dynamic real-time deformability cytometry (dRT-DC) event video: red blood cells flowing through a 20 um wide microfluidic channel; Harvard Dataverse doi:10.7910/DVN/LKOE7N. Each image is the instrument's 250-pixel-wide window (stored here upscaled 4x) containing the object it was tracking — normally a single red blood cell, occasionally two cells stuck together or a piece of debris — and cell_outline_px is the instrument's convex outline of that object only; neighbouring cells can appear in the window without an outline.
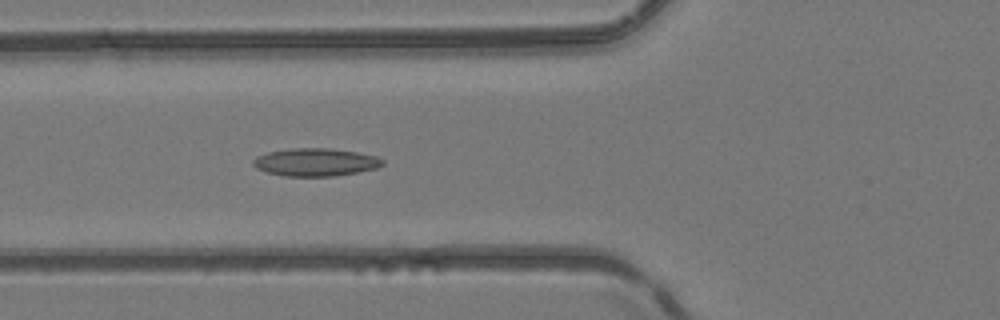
{"species": "common noctule bat (a hibernating species)", "species_latin": "Nyctalus noctula", "temperature_condition": "room temperature", "stored_images_in_passage": 50, "camera_frame_rate_fps": 3000, "um_per_image_px": 0.085, "animal": {"sex": "female", "body_mass_g": 24.6, "forearm_length_mm": 56.2}, "frame": {"image": 1, "passage_image": 19, "time_ms": 6.0, "image_size_px": [1000, 320], "cell_outline_px": [[384, 164], [376, 168], [356, 172], [332, 176], [284, 176], [268, 172], [256, 168], [252, 164], [252, 160], [256, 156], [268, 152], [288, 148], [328, 148], [356, 152], [376, 156], [384, 160]], "centroid_in_image_um": [26.79, 13.78], "position_along_channel_um": 99.0, "area_um2": 20.92}}
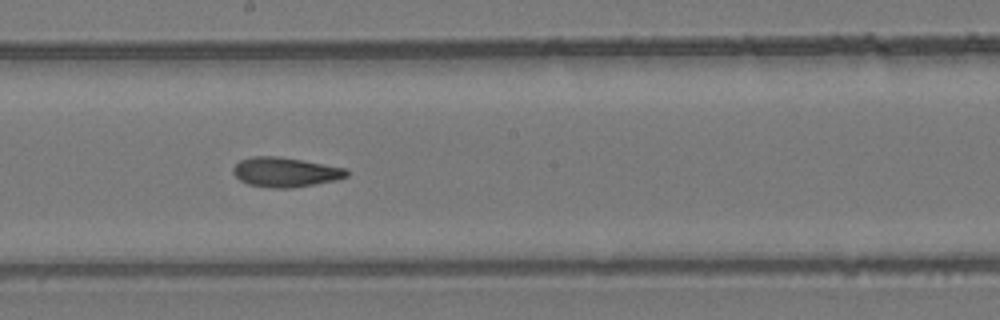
{"frame": {"image": 2, "passage_image": 28, "time_ms": 9.0, "image_size_px": [1000, 320], "cell_outline_px": [[348, 176], [336, 180], [292, 188], [272, 188], [248, 184], [240, 180], [232, 172], [232, 168], [240, 160], [252, 156], [276, 156], [348, 168]], "centroid_in_image_um": [24.25, 14.63], "position_along_channel_um": 224.0, "area_um2": 19.54}}
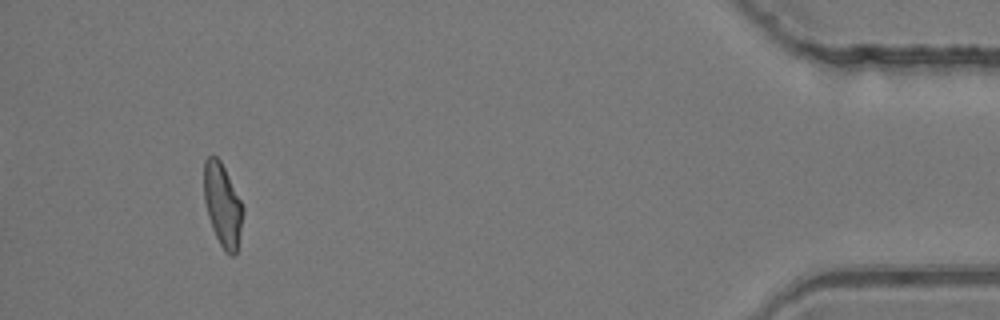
{"frame": {"image": 3, "passage_image": 47, "time_ms": 15.333, "image_size_px": [1000, 320], "cell_outline_px": [[244, 212], [236, 252], [232, 256], [228, 256], [220, 244], [212, 228], [208, 216], [204, 200], [204, 160], [212, 152], [220, 160], [244, 208]], "centroid_in_image_um": [18.9, 17.4], "position_along_channel_um": 416.3, "area_um2": 18.73}, "authors_computed_cell_mechanics": {"area_um2": 19.652, "velocity_mm_per_s": 4.1454, "shape_relaxation_time_tau1_ms": null, "shape_relaxation_time_tau2_ms": 3.1281, "deformation_change_tau1": null, "deformation_change_tau2": 0.0959}}